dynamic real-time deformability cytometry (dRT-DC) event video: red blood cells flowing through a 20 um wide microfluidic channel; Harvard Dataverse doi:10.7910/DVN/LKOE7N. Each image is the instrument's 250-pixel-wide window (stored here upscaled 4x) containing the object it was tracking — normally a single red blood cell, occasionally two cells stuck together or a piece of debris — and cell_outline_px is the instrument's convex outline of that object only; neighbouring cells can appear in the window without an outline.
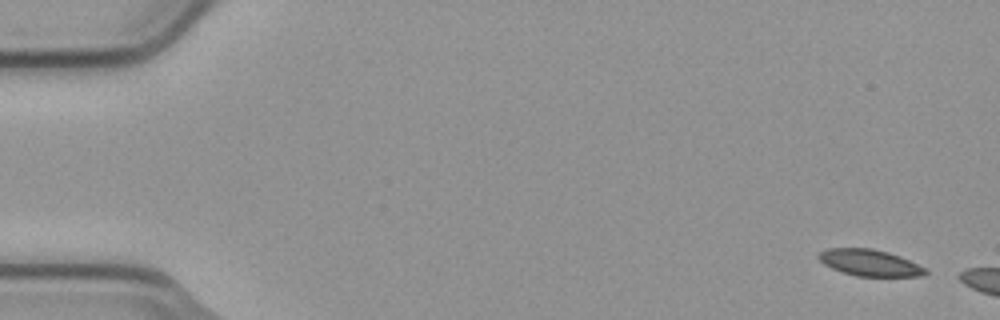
{"species": "common noctule bat (a hibernating species)", "species_latin": "Nyctalus noctula", "temperature_condition": "cold", "stored_images_in_passage": 3, "camera_frame_rate_fps": 3000, "um_per_image_px": 0.085, "animal": {"sex": "male", "body_mass_g": 23.1, "forearm_length_mm": 52.7}, "frame": {"image": 1, "passage_image": 1, "time_ms": 0.0, "image_size_px": [1000, 320], "cell_outline_px": [[928, 272], [924, 276], [856, 276], [832, 268], [824, 264], [816, 256], [820, 252], [828, 248], [872, 248], [888, 252], [900, 256], [924, 268]], "centroid_in_image_um": [73.9, 22.33], "position_along_channel_um": 11.1, "area_um2": 16.3}}